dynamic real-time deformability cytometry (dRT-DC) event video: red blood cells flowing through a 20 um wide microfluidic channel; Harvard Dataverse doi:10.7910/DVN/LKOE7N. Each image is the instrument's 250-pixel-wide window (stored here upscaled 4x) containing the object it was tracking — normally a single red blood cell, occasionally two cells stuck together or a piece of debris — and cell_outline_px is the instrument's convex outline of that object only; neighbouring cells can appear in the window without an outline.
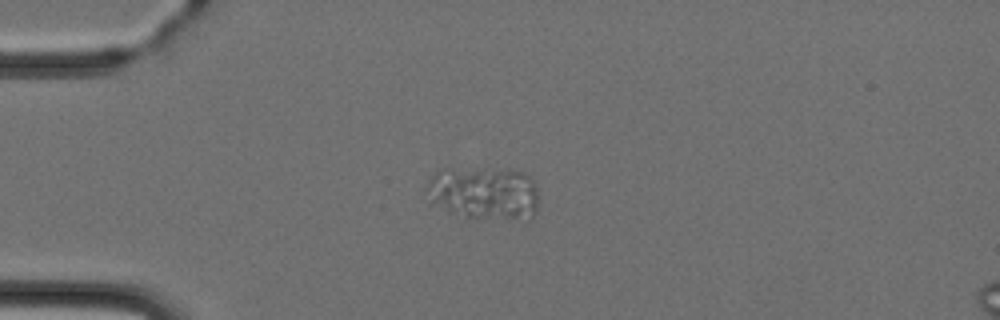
{"species": "Egyptian fruit bat (a non-hibernating species)", "species_latin": "Rousettus aegyptiacus", "temperature_condition": "cold", "stored_images_in_passage": 2, "camera_frame_rate_fps": 3000, "um_per_image_px": 0.085, "animal": {"sex": "female"}, "frame": {"image": 1, "passage_image": 1, "time_ms": 0.0, "image_size_px": [1000, 320], "cell_outline_px": [[536, 212], [532, 216], [468, 216], [432, 204], [424, 188], [428, 180], [440, 168], [512, 168], [524, 172], [532, 180], [536, 188]], "centroid_in_image_um": [41.07, 16.29], "position_along_channel_um": 43.9, "area_um2": 33.99}}